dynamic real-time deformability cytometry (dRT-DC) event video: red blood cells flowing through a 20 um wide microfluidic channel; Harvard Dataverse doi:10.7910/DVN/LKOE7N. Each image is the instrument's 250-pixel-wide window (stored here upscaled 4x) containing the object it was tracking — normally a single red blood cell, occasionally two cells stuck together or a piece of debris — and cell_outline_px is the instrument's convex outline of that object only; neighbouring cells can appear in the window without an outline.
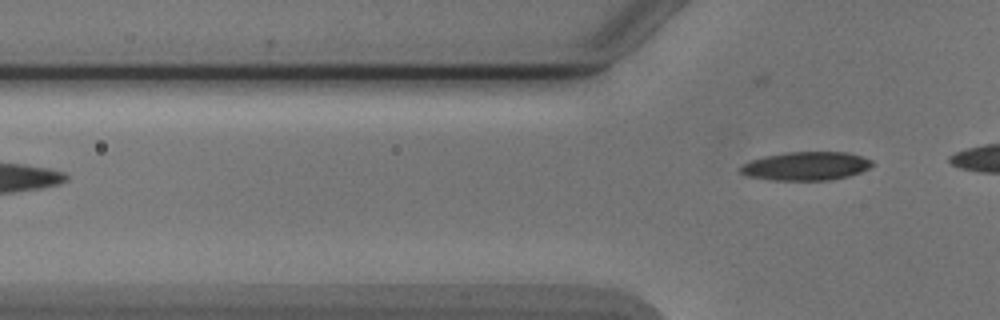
{"species": "Egyptian fruit bat (a non-hibernating species)", "species_latin": "Rousettus aegyptiacus", "temperature_condition": "cold", "stored_images_in_passage": 2, "camera_frame_rate_fps": 3000, "um_per_image_px": 0.085, "animal": {"sex": "male"}, "frame": {"image": 1, "passage_image": 2, "time_ms": 1.333, "image_size_px": [1000, 320], "cell_outline_px": [[872, 164], [868, 168], [860, 172], [848, 176], [832, 180], [772, 180], [748, 176], [740, 172], [740, 168], [744, 164], [752, 160], [764, 156], [788, 152], [844, 152], [860, 156], [872, 160]], "centroid_in_image_um": [68.51, 14.12], "position_along_channel_um": 57.3, "area_um2": 21.68}}